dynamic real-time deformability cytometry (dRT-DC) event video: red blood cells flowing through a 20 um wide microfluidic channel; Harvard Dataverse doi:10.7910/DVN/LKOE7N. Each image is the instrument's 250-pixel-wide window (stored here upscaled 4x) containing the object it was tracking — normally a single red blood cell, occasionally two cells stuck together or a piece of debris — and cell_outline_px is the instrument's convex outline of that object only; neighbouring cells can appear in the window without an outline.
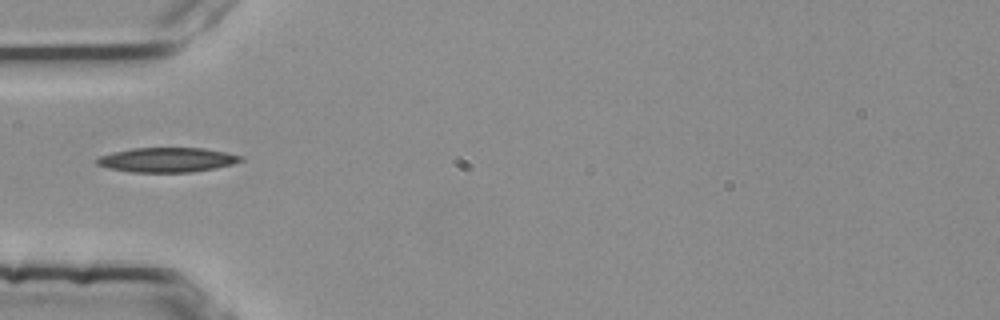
{"species": "common noctule bat (a hibernating species)", "species_latin": "Nyctalus noctula", "temperature_condition": "room temperature", "stored_images_in_passage": 1, "camera_frame_rate_fps": 3000, "um_per_image_px": 0.085, "animal": {"sex": "female", "body_mass_g": 25.1}, "frame": {"image": 1, "passage_image": 1, "time_ms": 0.0, "image_size_px": [1000, 320], "cell_outline_px": [[244, 160], [232, 164], [216, 168], [192, 172], [132, 172], [108, 168], [96, 164], [96, 160], [100, 156], [112, 152], [132, 148], [204, 148], [244, 156]], "centroid_in_image_um": [14.22, 13.58], "position_along_channel_um": 70.8, "area_um2": 20.63}}